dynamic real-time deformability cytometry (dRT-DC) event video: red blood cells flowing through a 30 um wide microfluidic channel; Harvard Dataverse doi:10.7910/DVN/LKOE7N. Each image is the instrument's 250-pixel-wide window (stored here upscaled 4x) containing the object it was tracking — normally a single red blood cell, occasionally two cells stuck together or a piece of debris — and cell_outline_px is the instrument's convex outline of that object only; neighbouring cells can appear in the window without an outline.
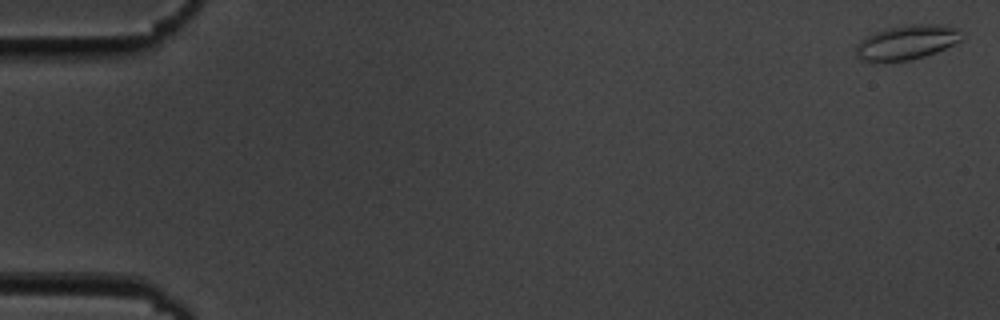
{"species": "common noctule bat (a hibernating species)", "species_latin": "Nyctalus noctula", "temperature_condition": "cold", "stored_images_in_passage": 56, "camera_frame_rate_fps": 3000, "um_per_image_px": 0.085, "animal": {"sex": "male", "body_mass_g": 19.5, "forearm_length_mm": 54.6}, "frame": {"image": 1, "passage_image": 1, "time_ms": 0.0, "image_size_px": [1000, 320], "cell_outline_px": [[964, 36], [960, 40], [936, 52], [924, 56], [908, 60], [860, 60], [856, 56], [856, 44], [860, 40], [876, 32], [888, 28], [904, 24], [944, 24], [960, 28], [964, 32]], "centroid_in_image_um": [77.14, 3.56], "position_along_channel_um": 7.9, "area_um2": 21.15}}
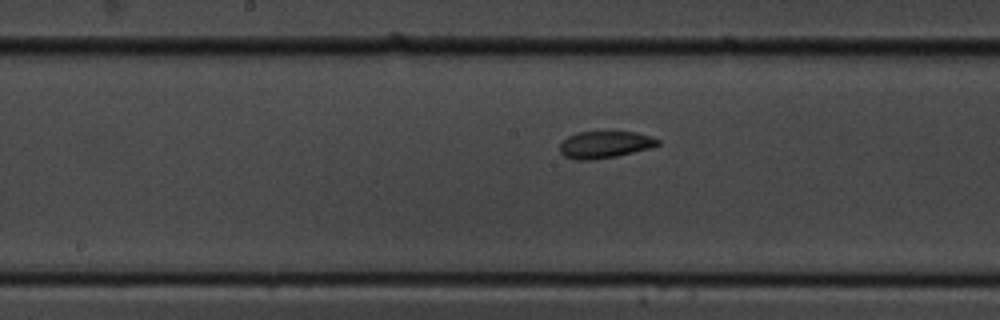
{"frame": {"image": 2, "passage_image": 29, "time_ms": 9.333, "image_size_px": [1000, 320], "cell_outline_px": [[660, 144], [652, 148], [616, 156], [592, 160], [576, 160], [564, 156], [560, 152], [560, 144], [568, 136], [576, 132], [636, 132], [660, 140]], "centroid_in_image_um": [51.41, 12.3], "position_along_channel_um": 196.8, "area_um2": 15.37}}
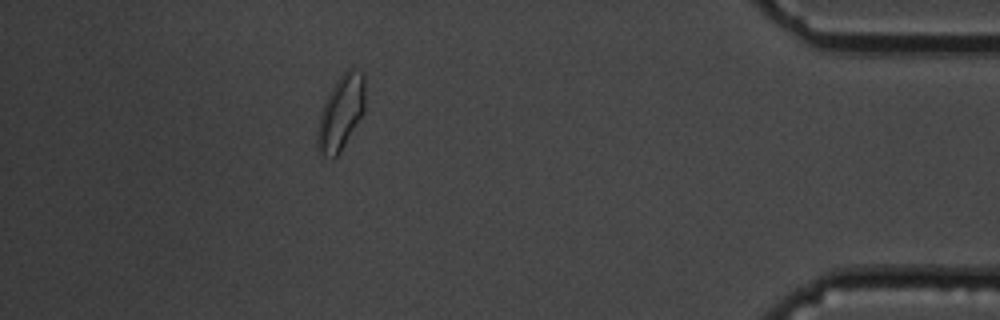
{"frame": {"image": 3, "passage_image": 50, "time_ms": 16.333, "image_size_px": [1000, 320], "cell_outline_px": [[364, 112], [340, 152], [332, 160], [324, 156], [320, 152], [316, 144], [316, 132], [320, 112], [336, 80], [352, 64], [364, 72]], "centroid_in_image_um": [28.98, 9.55], "position_along_channel_um": 406.2, "area_um2": 20.92}, "authors_computed_cell_mechanics": {"area_um2": 16.8776, "velocity_mm_per_s": 3.6284, "shape_relaxation_time_tau1_ms": 7.0759, "shape_relaxation_time_tau2_ms": 2.0823, "deformation_change_tau1": 0.1629, "deformation_change_tau2": 0.0678}}